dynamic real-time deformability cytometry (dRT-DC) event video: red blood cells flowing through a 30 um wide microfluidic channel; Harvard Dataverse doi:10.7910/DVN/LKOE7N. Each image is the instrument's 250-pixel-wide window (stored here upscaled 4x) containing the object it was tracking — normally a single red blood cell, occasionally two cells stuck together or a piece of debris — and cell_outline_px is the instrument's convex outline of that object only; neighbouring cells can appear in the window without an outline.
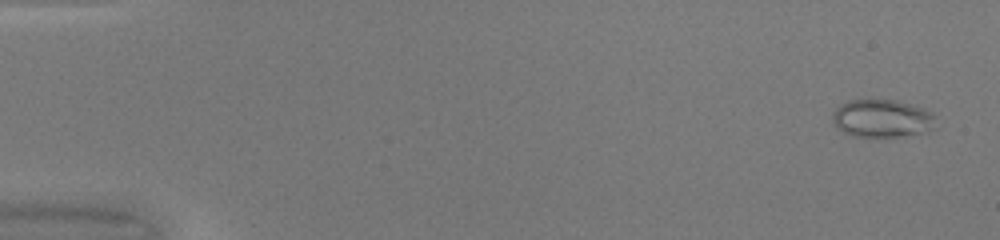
{"species": "common noctule bat (a hibernating species)", "species_latin": "Nyctalus noctula", "temperature_condition": "warm", "stored_images_in_passage": 50, "camera_frame_rate_fps": 3000, "um_per_image_px": 0.085, "animal": {"sex": "female", "body_mass_g": 20.0, "forearm_length_mm": 54.0}, "frame": {"image": 1, "passage_image": 3, "time_ms": 0.667, "image_size_px": [1000, 240], "cell_outline_px": [[936, 128], [904, 136], [852, 136], [836, 128], [832, 120], [832, 112], [836, 108], [848, 100], [896, 100], [912, 104], [924, 108], [932, 112], [936, 116]], "centroid_in_image_um": [74.99, 10.06], "position_along_channel_um": 10.0, "area_um2": 22.95}}
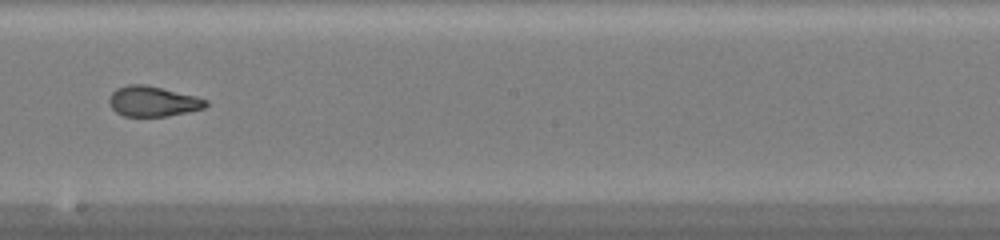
{"frame": {"image": 2, "passage_image": 30, "time_ms": 9.667, "image_size_px": [1000, 240], "cell_outline_px": [[208, 104], [204, 108], [168, 116], [124, 116], [116, 112], [112, 108], [108, 100], [112, 92], [116, 88], [128, 84], [144, 84], [196, 96], [208, 100]], "centroid_in_image_um": [12.98, 8.61], "position_along_channel_um": 235.2, "area_um2": 16.99}}
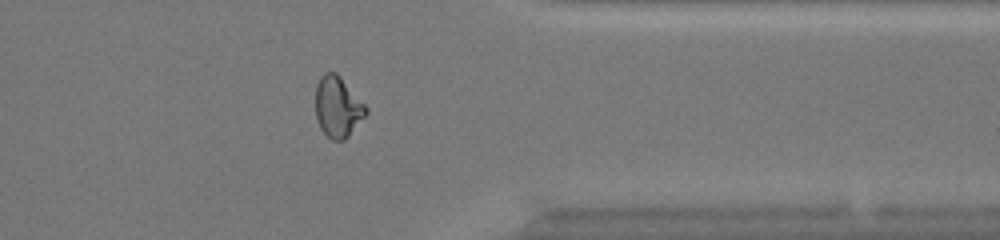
{"frame": {"image": 3, "passage_image": 41, "time_ms": 13.333, "image_size_px": [1000, 240], "cell_outline_px": [[368, 112], [348, 136], [344, 140], [332, 140], [320, 128], [316, 116], [316, 84], [320, 76], [324, 72], [336, 72], [340, 76], [368, 108]], "centroid_in_image_um": [28.7, 9.07], "position_along_channel_um": 382.7, "area_um2": 17.74}, "authors_computed_cell_mechanics": {"area_um2": 19.363, "velocity_mm_per_s": 4.2428, "shape_relaxation_time_tau1_ms": null, "shape_relaxation_time_tau2_ms": 0.9145, "deformation_change_tau1": null, "deformation_change_tau2": 0.0674}}